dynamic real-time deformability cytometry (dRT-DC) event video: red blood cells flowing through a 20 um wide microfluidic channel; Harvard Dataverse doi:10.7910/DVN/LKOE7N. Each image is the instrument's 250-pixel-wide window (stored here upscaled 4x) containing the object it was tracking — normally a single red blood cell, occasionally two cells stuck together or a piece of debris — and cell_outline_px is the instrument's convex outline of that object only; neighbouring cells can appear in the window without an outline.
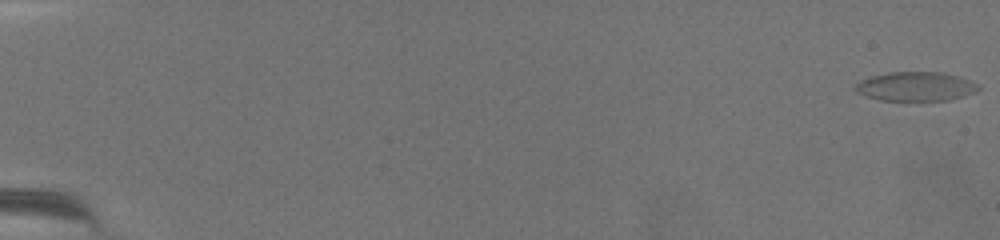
{"species": "common noctule bat (a hibernating species)", "species_latin": "Nyctalus noctula", "temperature_condition": "warm", "stored_images_in_passage": 78, "camera_frame_rate_fps": 3000, "um_per_image_px": 0.085, "animal": {"sex": "female", "body_mass_g": 19.5, "forearm_length_mm": 54.1}, "frame": {"image": 1, "passage_image": 1, "time_ms": 0.0, "image_size_px": [1000, 240], "cell_outline_px": [[980, 88], [972, 92], [948, 100], [880, 100], [856, 92], [852, 88], [860, 80], [892, 72], [936, 72], [952, 76], [976, 84]], "centroid_in_image_um": [77.72, 7.36], "position_along_channel_um": 7.3, "area_um2": 20.0}}
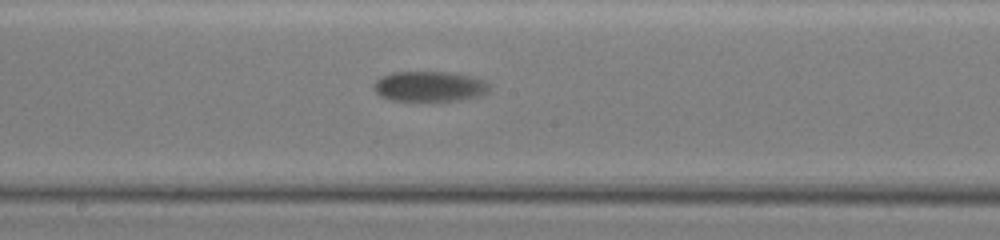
{"frame": {"image": 2, "passage_image": 46, "time_ms": 15.0, "image_size_px": [1000, 240], "cell_outline_px": [[488, 92], [476, 96], [460, 100], [392, 100], [380, 96], [376, 92], [376, 80], [392, 72], [440, 72], [464, 76], [480, 80], [488, 84]], "centroid_in_image_um": [36.45, 7.35], "position_along_channel_um": 211.7, "area_um2": 19.48}}
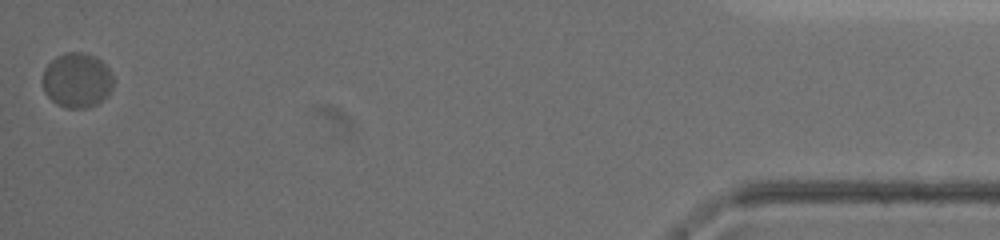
{"frame": {"image": 3, "passage_image": 78, "time_ms": 25.667, "image_size_px": [1000, 240], "cell_outline_px": [[112, 88], [96, 104], [84, 108], [64, 108], [56, 104], [44, 92], [44, 68], [56, 56], [64, 52], [80, 52], [96, 56], [108, 68], [112, 76]], "centroid_in_image_um": [6.52, 6.81], "position_along_channel_um": 428.7, "area_um2": 22.31}, "authors_computed_cell_mechanics": {"area_um2": 19.7387, "velocity_mm_per_s": 2.8047, "shape_relaxation_time_tau1_ms": 2.0606, "shape_relaxation_time_tau2_ms": null, "deformation_change_tau1": 0.0894, "deformation_change_tau2": null}}